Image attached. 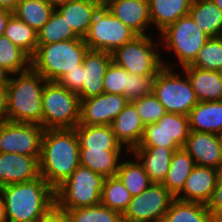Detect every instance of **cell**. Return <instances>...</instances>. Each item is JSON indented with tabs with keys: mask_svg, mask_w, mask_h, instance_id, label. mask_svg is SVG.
<instances>
[{
	"mask_svg": "<svg viewBox=\"0 0 222 222\" xmlns=\"http://www.w3.org/2000/svg\"><path fill=\"white\" fill-rule=\"evenodd\" d=\"M7 120V87L6 78H0V124Z\"/></svg>",
	"mask_w": 222,
	"mask_h": 222,
	"instance_id": "obj_45",
	"label": "cell"
},
{
	"mask_svg": "<svg viewBox=\"0 0 222 222\" xmlns=\"http://www.w3.org/2000/svg\"><path fill=\"white\" fill-rule=\"evenodd\" d=\"M218 73H219V75H220V77L222 79V67L218 70Z\"/></svg>",
	"mask_w": 222,
	"mask_h": 222,
	"instance_id": "obj_53",
	"label": "cell"
},
{
	"mask_svg": "<svg viewBox=\"0 0 222 222\" xmlns=\"http://www.w3.org/2000/svg\"><path fill=\"white\" fill-rule=\"evenodd\" d=\"M193 0H148L151 24L161 33L179 18L189 14Z\"/></svg>",
	"mask_w": 222,
	"mask_h": 222,
	"instance_id": "obj_25",
	"label": "cell"
},
{
	"mask_svg": "<svg viewBox=\"0 0 222 222\" xmlns=\"http://www.w3.org/2000/svg\"><path fill=\"white\" fill-rule=\"evenodd\" d=\"M212 222H222V210L212 216Z\"/></svg>",
	"mask_w": 222,
	"mask_h": 222,
	"instance_id": "obj_50",
	"label": "cell"
},
{
	"mask_svg": "<svg viewBox=\"0 0 222 222\" xmlns=\"http://www.w3.org/2000/svg\"><path fill=\"white\" fill-rule=\"evenodd\" d=\"M40 156L0 153V187L40 177Z\"/></svg>",
	"mask_w": 222,
	"mask_h": 222,
	"instance_id": "obj_17",
	"label": "cell"
},
{
	"mask_svg": "<svg viewBox=\"0 0 222 222\" xmlns=\"http://www.w3.org/2000/svg\"><path fill=\"white\" fill-rule=\"evenodd\" d=\"M8 222H38L55 203V190L40 176L0 187Z\"/></svg>",
	"mask_w": 222,
	"mask_h": 222,
	"instance_id": "obj_2",
	"label": "cell"
},
{
	"mask_svg": "<svg viewBox=\"0 0 222 222\" xmlns=\"http://www.w3.org/2000/svg\"><path fill=\"white\" fill-rule=\"evenodd\" d=\"M192 88L199 102L222 100V79L218 71L202 70L193 66H185Z\"/></svg>",
	"mask_w": 222,
	"mask_h": 222,
	"instance_id": "obj_24",
	"label": "cell"
},
{
	"mask_svg": "<svg viewBox=\"0 0 222 222\" xmlns=\"http://www.w3.org/2000/svg\"><path fill=\"white\" fill-rule=\"evenodd\" d=\"M131 199L130 192L117 175L105 177L101 193L102 205L123 214Z\"/></svg>",
	"mask_w": 222,
	"mask_h": 222,
	"instance_id": "obj_36",
	"label": "cell"
},
{
	"mask_svg": "<svg viewBox=\"0 0 222 222\" xmlns=\"http://www.w3.org/2000/svg\"><path fill=\"white\" fill-rule=\"evenodd\" d=\"M156 75H135L128 72L124 96L133 101L153 93V83Z\"/></svg>",
	"mask_w": 222,
	"mask_h": 222,
	"instance_id": "obj_40",
	"label": "cell"
},
{
	"mask_svg": "<svg viewBox=\"0 0 222 222\" xmlns=\"http://www.w3.org/2000/svg\"><path fill=\"white\" fill-rule=\"evenodd\" d=\"M190 66L202 70L218 71L222 67V36L209 38Z\"/></svg>",
	"mask_w": 222,
	"mask_h": 222,
	"instance_id": "obj_38",
	"label": "cell"
},
{
	"mask_svg": "<svg viewBox=\"0 0 222 222\" xmlns=\"http://www.w3.org/2000/svg\"><path fill=\"white\" fill-rule=\"evenodd\" d=\"M126 160L120 162L117 176L123 182L125 188L130 192L131 196H138L152 183L148 174L145 172L140 161Z\"/></svg>",
	"mask_w": 222,
	"mask_h": 222,
	"instance_id": "obj_34",
	"label": "cell"
},
{
	"mask_svg": "<svg viewBox=\"0 0 222 222\" xmlns=\"http://www.w3.org/2000/svg\"><path fill=\"white\" fill-rule=\"evenodd\" d=\"M71 222H123L122 214L102 204L67 210Z\"/></svg>",
	"mask_w": 222,
	"mask_h": 222,
	"instance_id": "obj_37",
	"label": "cell"
},
{
	"mask_svg": "<svg viewBox=\"0 0 222 222\" xmlns=\"http://www.w3.org/2000/svg\"><path fill=\"white\" fill-rule=\"evenodd\" d=\"M180 148L136 147L130 154L140 160L152 183H163L167 176L170 161L176 150Z\"/></svg>",
	"mask_w": 222,
	"mask_h": 222,
	"instance_id": "obj_21",
	"label": "cell"
},
{
	"mask_svg": "<svg viewBox=\"0 0 222 222\" xmlns=\"http://www.w3.org/2000/svg\"><path fill=\"white\" fill-rule=\"evenodd\" d=\"M53 11L54 8L46 0H20L12 13L38 32Z\"/></svg>",
	"mask_w": 222,
	"mask_h": 222,
	"instance_id": "obj_32",
	"label": "cell"
},
{
	"mask_svg": "<svg viewBox=\"0 0 222 222\" xmlns=\"http://www.w3.org/2000/svg\"><path fill=\"white\" fill-rule=\"evenodd\" d=\"M128 102L129 100L125 96L109 93L83 99L80 101L78 124L111 125Z\"/></svg>",
	"mask_w": 222,
	"mask_h": 222,
	"instance_id": "obj_14",
	"label": "cell"
},
{
	"mask_svg": "<svg viewBox=\"0 0 222 222\" xmlns=\"http://www.w3.org/2000/svg\"><path fill=\"white\" fill-rule=\"evenodd\" d=\"M189 15L209 38L222 36V11L212 0H193Z\"/></svg>",
	"mask_w": 222,
	"mask_h": 222,
	"instance_id": "obj_28",
	"label": "cell"
},
{
	"mask_svg": "<svg viewBox=\"0 0 222 222\" xmlns=\"http://www.w3.org/2000/svg\"><path fill=\"white\" fill-rule=\"evenodd\" d=\"M38 222H71L69 212L54 203Z\"/></svg>",
	"mask_w": 222,
	"mask_h": 222,
	"instance_id": "obj_43",
	"label": "cell"
},
{
	"mask_svg": "<svg viewBox=\"0 0 222 222\" xmlns=\"http://www.w3.org/2000/svg\"><path fill=\"white\" fill-rule=\"evenodd\" d=\"M105 7L137 35H147L144 32L151 26L148 0H112Z\"/></svg>",
	"mask_w": 222,
	"mask_h": 222,
	"instance_id": "obj_19",
	"label": "cell"
},
{
	"mask_svg": "<svg viewBox=\"0 0 222 222\" xmlns=\"http://www.w3.org/2000/svg\"><path fill=\"white\" fill-rule=\"evenodd\" d=\"M137 34L111 12L101 6L83 40L91 50L113 53L117 48L132 41Z\"/></svg>",
	"mask_w": 222,
	"mask_h": 222,
	"instance_id": "obj_9",
	"label": "cell"
},
{
	"mask_svg": "<svg viewBox=\"0 0 222 222\" xmlns=\"http://www.w3.org/2000/svg\"><path fill=\"white\" fill-rule=\"evenodd\" d=\"M195 166V161L184 148L176 150L162 184L176 197L182 191L187 177Z\"/></svg>",
	"mask_w": 222,
	"mask_h": 222,
	"instance_id": "obj_29",
	"label": "cell"
},
{
	"mask_svg": "<svg viewBox=\"0 0 222 222\" xmlns=\"http://www.w3.org/2000/svg\"><path fill=\"white\" fill-rule=\"evenodd\" d=\"M45 129L34 123L2 122L0 124V153L40 156Z\"/></svg>",
	"mask_w": 222,
	"mask_h": 222,
	"instance_id": "obj_13",
	"label": "cell"
},
{
	"mask_svg": "<svg viewBox=\"0 0 222 222\" xmlns=\"http://www.w3.org/2000/svg\"><path fill=\"white\" fill-rule=\"evenodd\" d=\"M110 126L117 141L126 146L128 153L138 147L145 128L135 105L131 101L117 115Z\"/></svg>",
	"mask_w": 222,
	"mask_h": 222,
	"instance_id": "obj_20",
	"label": "cell"
},
{
	"mask_svg": "<svg viewBox=\"0 0 222 222\" xmlns=\"http://www.w3.org/2000/svg\"><path fill=\"white\" fill-rule=\"evenodd\" d=\"M54 9L73 0H46Z\"/></svg>",
	"mask_w": 222,
	"mask_h": 222,
	"instance_id": "obj_49",
	"label": "cell"
},
{
	"mask_svg": "<svg viewBox=\"0 0 222 222\" xmlns=\"http://www.w3.org/2000/svg\"><path fill=\"white\" fill-rule=\"evenodd\" d=\"M189 133L188 116L166 113L156 123L145 126L138 147L183 148Z\"/></svg>",
	"mask_w": 222,
	"mask_h": 222,
	"instance_id": "obj_12",
	"label": "cell"
},
{
	"mask_svg": "<svg viewBox=\"0 0 222 222\" xmlns=\"http://www.w3.org/2000/svg\"><path fill=\"white\" fill-rule=\"evenodd\" d=\"M158 72L153 83V93L167 113L188 116L199 102L187 75L181 78L173 71L175 64L167 65Z\"/></svg>",
	"mask_w": 222,
	"mask_h": 222,
	"instance_id": "obj_7",
	"label": "cell"
},
{
	"mask_svg": "<svg viewBox=\"0 0 222 222\" xmlns=\"http://www.w3.org/2000/svg\"><path fill=\"white\" fill-rule=\"evenodd\" d=\"M37 38L38 45H43L80 37L68 25L63 16L54 9L50 19L37 32Z\"/></svg>",
	"mask_w": 222,
	"mask_h": 222,
	"instance_id": "obj_35",
	"label": "cell"
},
{
	"mask_svg": "<svg viewBox=\"0 0 222 222\" xmlns=\"http://www.w3.org/2000/svg\"><path fill=\"white\" fill-rule=\"evenodd\" d=\"M188 119L190 131L222 135V100L198 102Z\"/></svg>",
	"mask_w": 222,
	"mask_h": 222,
	"instance_id": "obj_23",
	"label": "cell"
},
{
	"mask_svg": "<svg viewBox=\"0 0 222 222\" xmlns=\"http://www.w3.org/2000/svg\"><path fill=\"white\" fill-rule=\"evenodd\" d=\"M57 82L69 91L78 94L83 87V64L66 72Z\"/></svg>",
	"mask_w": 222,
	"mask_h": 222,
	"instance_id": "obj_42",
	"label": "cell"
},
{
	"mask_svg": "<svg viewBox=\"0 0 222 222\" xmlns=\"http://www.w3.org/2000/svg\"><path fill=\"white\" fill-rule=\"evenodd\" d=\"M159 34L162 41L157 45L166 44V49L175 52L182 68L194 62L199 50L209 39L189 14L179 18Z\"/></svg>",
	"mask_w": 222,
	"mask_h": 222,
	"instance_id": "obj_8",
	"label": "cell"
},
{
	"mask_svg": "<svg viewBox=\"0 0 222 222\" xmlns=\"http://www.w3.org/2000/svg\"><path fill=\"white\" fill-rule=\"evenodd\" d=\"M197 166L219 170L222 164V135L190 131L183 147Z\"/></svg>",
	"mask_w": 222,
	"mask_h": 222,
	"instance_id": "obj_15",
	"label": "cell"
},
{
	"mask_svg": "<svg viewBox=\"0 0 222 222\" xmlns=\"http://www.w3.org/2000/svg\"><path fill=\"white\" fill-rule=\"evenodd\" d=\"M123 150L80 148V165L104 177L116 176Z\"/></svg>",
	"mask_w": 222,
	"mask_h": 222,
	"instance_id": "obj_27",
	"label": "cell"
},
{
	"mask_svg": "<svg viewBox=\"0 0 222 222\" xmlns=\"http://www.w3.org/2000/svg\"><path fill=\"white\" fill-rule=\"evenodd\" d=\"M4 36L30 57L35 54L38 45L37 31L13 14L7 21Z\"/></svg>",
	"mask_w": 222,
	"mask_h": 222,
	"instance_id": "obj_33",
	"label": "cell"
},
{
	"mask_svg": "<svg viewBox=\"0 0 222 222\" xmlns=\"http://www.w3.org/2000/svg\"><path fill=\"white\" fill-rule=\"evenodd\" d=\"M109 1H112V0H101L102 6H105Z\"/></svg>",
	"mask_w": 222,
	"mask_h": 222,
	"instance_id": "obj_52",
	"label": "cell"
},
{
	"mask_svg": "<svg viewBox=\"0 0 222 222\" xmlns=\"http://www.w3.org/2000/svg\"><path fill=\"white\" fill-rule=\"evenodd\" d=\"M79 140L74 129H47L42 137L40 176L55 190L80 165Z\"/></svg>",
	"mask_w": 222,
	"mask_h": 222,
	"instance_id": "obj_1",
	"label": "cell"
},
{
	"mask_svg": "<svg viewBox=\"0 0 222 222\" xmlns=\"http://www.w3.org/2000/svg\"><path fill=\"white\" fill-rule=\"evenodd\" d=\"M12 14L13 13L8 10L0 9V37L4 35V29L7 21Z\"/></svg>",
	"mask_w": 222,
	"mask_h": 222,
	"instance_id": "obj_46",
	"label": "cell"
},
{
	"mask_svg": "<svg viewBox=\"0 0 222 222\" xmlns=\"http://www.w3.org/2000/svg\"><path fill=\"white\" fill-rule=\"evenodd\" d=\"M175 197L162 183H151L138 196H133L122 214L123 222H160Z\"/></svg>",
	"mask_w": 222,
	"mask_h": 222,
	"instance_id": "obj_11",
	"label": "cell"
},
{
	"mask_svg": "<svg viewBox=\"0 0 222 222\" xmlns=\"http://www.w3.org/2000/svg\"><path fill=\"white\" fill-rule=\"evenodd\" d=\"M153 39L148 35H137L112 53V61L135 75H157L164 67Z\"/></svg>",
	"mask_w": 222,
	"mask_h": 222,
	"instance_id": "obj_10",
	"label": "cell"
},
{
	"mask_svg": "<svg viewBox=\"0 0 222 222\" xmlns=\"http://www.w3.org/2000/svg\"><path fill=\"white\" fill-rule=\"evenodd\" d=\"M219 174L217 169L196 165L187 177L182 191L175 198L207 205Z\"/></svg>",
	"mask_w": 222,
	"mask_h": 222,
	"instance_id": "obj_18",
	"label": "cell"
},
{
	"mask_svg": "<svg viewBox=\"0 0 222 222\" xmlns=\"http://www.w3.org/2000/svg\"><path fill=\"white\" fill-rule=\"evenodd\" d=\"M206 206L212 216L222 210V174H219L212 196Z\"/></svg>",
	"mask_w": 222,
	"mask_h": 222,
	"instance_id": "obj_44",
	"label": "cell"
},
{
	"mask_svg": "<svg viewBox=\"0 0 222 222\" xmlns=\"http://www.w3.org/2000/svg\"><path fill=\"white\" fill-rule=\"evenodd\" d=\"M104 179L103 175L79 165L55 189V203L65 210L101 204Z\"/></svg>",
	"mask_w": 222,
	"mask_h": 222,
	"instance_id": "obj_5",
	"label": "cell"
},
{
	"mask_svg": "<svg viewBox=\"0 0 222 222\" xmlns=\"http://www.w3.org/2000/svg\"><path fill=\"white\" fill-rule=\"evenodd\" d=\"M88 49L83 38L37 45L31 68L45 80L57 82L66 72L82 64Z\"/></svg>",
	"mask_w": 222,
	"mask_h": 222,
	"instance_id": "obj_4",
	"label": "cell"
},
{
	"mask_svg": "<svg viewBox=\"0 0 222 222\" xmlns=\"http://www.w3.org/2000/svg\"><path fill=\"white\" fill-rule=\"evenodd\" d=\"M31 68V57L6 36L0 37V76L7 77Z\"/></svg>",
	"mask_w": 222,
	"mask_h": 222,
	"instance_id": "obj_30",
	"label": "cell"
},
{
	"mask_svg": "<svg viewBox=\"0 0 222 222\" xmlns=\"http://www.w3.org/2000/svg\"><path fill=\"white\" fill-rule=\"evenodd\" d=\"M128 72L116 65L113 61L107 67L103 78L104 93L118 94L124 96Z\"/></svg>",
	"mask_w": 222,
	"mask_h": 222,
	"instance_id": "obj_41",
	"label": "cell"
},
{
	"mask_svg": "<svg viewBox=\"0 0 222 222\" xmlns=\"http://www.w3.org/2000/svg\"><path fill=\"white\" fill-rule=\"evenodd\" d=\"M131 102L135 105L144 126L156 123L167 113L165 107L159 102L154 93L142 96Z\"/></svg>",
	"mask_w": 222,
	"mask_h": 222,
	"instance_id": "obj_39",
	"label": "cell"
},
{
	"mask_svg": "<svg viewBox=\"0 0 222 222\" xmlns=\"http://www.w3.org/2000/svg\"><path fill=\"white\" fill-rule=\"evenodd\" d=\"M101 6V0H73L59 6L56 10L63 16L68 25L72 27L74 32L80 38H84L95 13Z\"/></svg>",
	"mask_w": 222,
	"mask_h": 222,
	"instance_id": "obj_22",
	"label": "cell"
},
{
	"mask_svg": "<svg viewBox=\"0 0 222 222\" xmlns=\"http://www.w3.org/2000/svg\"><path fill=\"white\" fill-rule=\"evenodd\" d=\"M162 222H212V214L205 204L175 198Z\"/></svg>",
	"mask_w": 222,
	"mask_h": 222,
	"instance_id": "obj_31",
	"label": "cell"
},
{
	"mask_svg": "<svg viewBox=\"0 0 222 222\" xmlns=\"http://www.w3.org/2000/svg\"><path fill=\"white\" fill-rule=\"evenodd\" d=\"M0 222H8L3 197L0 194Z\"/></svg>",
	"mask_w": 222,
	"mask_h": 222,
	"instance_id": "obj_48",
	"label": "cell"
},
{
	"mask_svg": "<svg viewBox=\"0 0 222 222\" xmlns=\"http://www.w3.org/2000/svg\"><path fill=\"white\" fill-rule=\"evenodd\" d=\"M75 131L80 148L122 150L110 125L78 124Z\"/></svg>",
	"mask_w": 222,
	"mask_h": 222,
	"instance_id": "obj_26",
	"label": "cell"
},
{
	"mask_svg": "<svg viewBox=\"0 0 222 222\" xmlns=\"http://www.w3.org/2000/svg\"><path fill=\"white\" fill-rule=\"evenodd\" d=\"M42 127L74 129L79 123L80 98L58 82L47 81L42 93Z\"/></svg>",
	"mask_w": 222,
	"mask_h": 222,
	"instance_id": "obj_6",
	"label": "cell"
},
{
	"mask_svg": "<svg viewBox=\"0 0 222 222\" xmlns=\"http://www.w3.org/2000/svg\"><path fill=\"white\" fill-rule=\"evenodd\" d=\"M20 0H0V9L13 12Z\"/></svg>",
	"mask_w": 222,
	"mask_h": 222,
	"instance_id": "obj_47",
	"label": "cell"
},
{
	"mask_svg": "<svg viewBox=\"0 0 222 222\" xmlns=\"http://www.w3.org/2000/svg\"><path fill=\"white\" fill-rule=\"evenodd\" d=\"M5 78L7 120L9 122L34 123L42 126V93L47 80L32 68Z\"/></svg>",
	"mask_w": 222,
	"mask_h": 222,
	"instance_id": "obj_3",
	"label": "cell"
},
{
	"mask_svg": "<svg viewBox=\"0 0 222 222\" xmlns=\"http://www.w3.org/2000/svg\"><path fill=\"white\" fill-rule=\"evenodd\" d=\"M112 62L109 52L88 49L83 58V87L78 93L80 101L104 93L103 78Z\"/></svg>",
	"mask_w": 222,
	"mask_h": 222,
	"instance_id": "obj_16",
	"label": "cell"
},
{
	"mask_svg": "<svg viewBox=\"0 0 222 222\" xmlns=\"http://www.w3.org/2000/svg\"><path fill=\"white\" fill-rule=\"evenodd\" d=\"M212 1L222 11V0H212Z\"/></svg>",
	"mask_w": 222,
	"mask_h": 222,
	"instance_id": "obj_51",
	"label": "cell"
},
{
	"mask_svg": "<svg viewBox=\"0 0 222 222\" xmlns=\"http://www.w3.org/2000/svg\"><path fill=\"white\" fill-rule=\"evenodd\" d=\"M219 173L222 174V164H221V167L219 169Z\"/></svg>",
	"mask_w": 222,
	"mask_h": 222,
	"instance_id": "obj_54",
	"label": "cell"
}]
</instances>
